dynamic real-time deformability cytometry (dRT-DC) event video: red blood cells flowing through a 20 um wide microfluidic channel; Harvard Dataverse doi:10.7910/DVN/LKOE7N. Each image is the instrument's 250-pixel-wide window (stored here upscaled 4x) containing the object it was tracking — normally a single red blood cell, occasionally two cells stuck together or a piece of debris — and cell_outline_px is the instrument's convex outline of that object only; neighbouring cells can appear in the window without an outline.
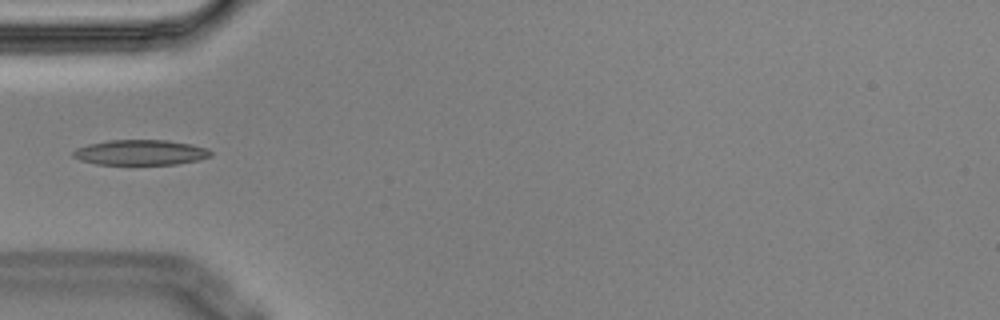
{"species": "Egyptian fruit bat (a non-hibernating species)", "species_latin": "Rousettus aegyptiacus", "temperature_condition": "cold", "stored_images_in_passage": 5, "camera_frame_rate_fps": 3000, "um_per_image_px": 0.085, "animal": {"sex": "male"}, "frame": {"image": 1, "passage_image": 5, "time_ms": 1.333, "image_size_px": [1000, 320], "cell_outline_px": [[212, 156], [196, 160], [176, 164], [96, 164], [80, 160], [72, 156], [72, 152], [76, 148], [88, 144], [108, 140], [168, 140], [192, 144], [208, 148], [212, 152]], "centroid_in_image_um": [11.94, 12.95], "position_along_channel_um": 73.1, "area_um2": 20.29}}